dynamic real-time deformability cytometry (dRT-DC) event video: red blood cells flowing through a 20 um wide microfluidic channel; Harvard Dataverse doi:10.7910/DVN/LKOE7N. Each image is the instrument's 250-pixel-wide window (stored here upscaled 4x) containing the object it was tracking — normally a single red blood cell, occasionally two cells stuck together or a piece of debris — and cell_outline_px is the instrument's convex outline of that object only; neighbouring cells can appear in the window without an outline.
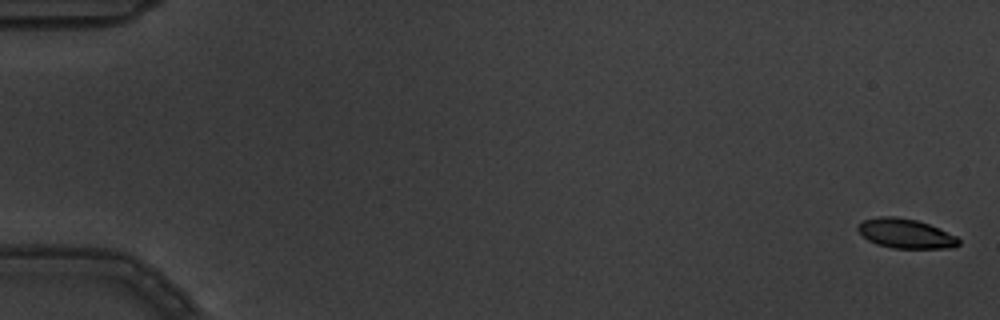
{"species": "common noctule bat (a hibernating species)", "species_latin": "Nyctalus noctula", "temperature_condition": "warm", "stored_images_in_passage": 5, "camera_frame_rate_fps": 3000, "um_per_image_px": 0.085, "animal": {"sex": "male", "body_mass_g": 19.5, "forearm_length_mm": 54.6}, "frame": {"image": 1, "passage_image": 1, "time_ms": 0.0, "image_size_px": [1000, 320], "cell_outline_px": [[960, 244], [952, 248], [892, 248], [876, 244], [868, 240], [856, 228], [864, 220], [880, 216], [896, 216], [916, 220], [928, 224], [956, 236], [960, 240]], "centroid_in_image_um": [76.98, 19.85], "position_along_channel_um": 8.0, "area_um2": 17.17}}
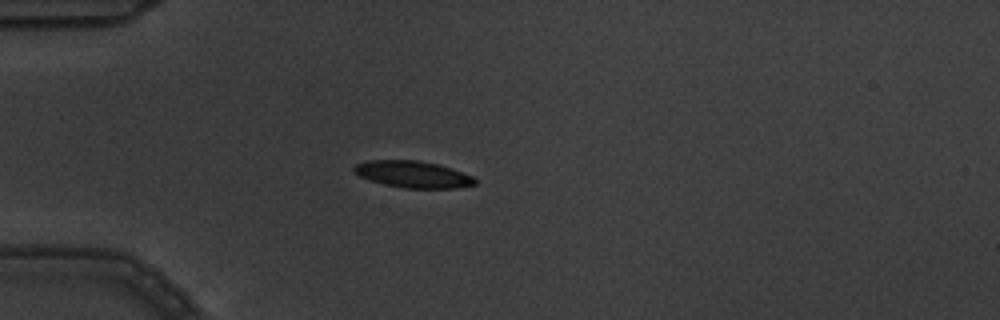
{"frame": {"image": 2, "passage_image": 5, "time_ms": 1.333, "image_size_px": [1000, 320], "cell_outline_px": [[476, 184], [456, 188], [404, 188], [384, 184], [360, 176], [352, 168], [356, 164], [368, 160], [420, 160], [452, 168], [472, 176], [476, 180]], "centroid_in_image_um": [35.12, 14.81], "position_along_channel_um": 49.9, "area_um2": 18.67}}